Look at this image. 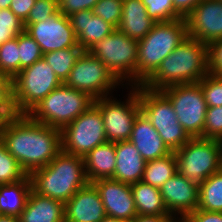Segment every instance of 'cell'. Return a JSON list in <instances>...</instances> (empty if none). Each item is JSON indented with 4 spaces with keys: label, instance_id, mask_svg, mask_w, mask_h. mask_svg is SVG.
I'll return each instance as SVG.
<instances>
[{
    "label": "cell",
    "instance_id": "8992f818",
    "mask_svg": "<svg viewBox=\"0 0 222 222\" xmlns=\"http://www.w3.org/2000/svg\"><path fill=\"white\" fill-rule=\"evenodd\" d=\"M138 96L141 112L171 151L183 147L191 139L178 122L171 101L161 90H150L138 85Z\"/></svg>",
    "mask_w": 222,
    "mask_h": 222
},
{
    "label": "cell",
    "instance_id": "5b68a950",
    "mask_svg": "<svg viewBox=\"0 0 222 222\" xmlns=\"http://www.w3.org/2000/svg\"><path fill=\"white\" fill-rule=\"evenodd\" d=\"M93 104L94 99L87 93L62 84L27 115L35 122L61 130Z\"/></svg>",
    "mask_w": 222,
    "mask_h": 222
},
{
    "label": "cell",
    "instance_id": "836d02e7",
    "mask_svg": "<svg viewBox=\"0 0 222 222\" xmlns=\"http://www.w3.org/2000/svg\"><path fill=\"white\" fill-rule=\"evenodd\" d=\"M147 14L156 22H168L182 17L175 11L173 0H141Z\"/></svg>",
    "mask_w": 222,
    "mask_h": 222
},
{
    "label": "cell",
    "instance_id": "603a6c76",
    "mask_svg": "<svg viewBox=\"0 0 222 222\" xmlns=\"http://www.w3.org/2000/svg\"><path fill=\"white\" fill-rule=\"evenodd\" d=\"M19 218L21 222H64V203L31 190Z\"/></svg>",
    "mask_w": 222,
    "mask_h": 222
},
{
    "label": "cell",
    "instance_id": "f6af8a7d",
    "mask_svg": "<svg viewBox=\"0 0 222 222\" xmlns=\"http://www.w3.org/2000/svg\"><path fill=\"white\" fill-rule=\"evenodd\" d=\"M130 222H180V220L172 215H136Z\"/></svg>",
    "mask_w": 222,
    "mask_h": 222
},
{
    "label": "cell",
    "instance_id": "c3c4849f",
    "mask_svg": "<svg viewBox=\"0 0 222 222\" xmlns=\"http://www.w3.org/2000/svg\"><path fill=\"white\" fill-rule=\"evenodd\" d=\"M100 222H124V221L119 220V219H115L110 216H105Z\"/></svg>",
    "mask_w": 222,
    "mask_h": 222
},
{
    "label": "cell",
    "instance_id": "d6a6232c",
    "mask_svg": "<svg viewBox=\"0 0 222 222\" xmlns=\"http://www.w3.org/2000/svg\"><path fill=\"white\" fill-rule=\"evenodd\" d=\"M20 71L43 58V53L36 41L24 30L18 35Z\"/></svg>",
    "mask_w": 222,
    "mask_h": 222
},
{
    "label": "cell",
    "instance_id": "e575fe53",
    "mask_svg": "<svg viewBox=\"0 0 222 222\" xmlns=\"http://www.w3.org/2000/svg\"><path fill=\"white\" fill-rule=\"evenodd\" d=\"M207 108L222 106V76L212 73L205 75L199 82Z\"/></svg>",
    "mask_w": 222,
    "mask_h": 222
},
{
    "label": "cell",
    "instance_id": "cb8c5ba5",
    "mask_svg": "<svg viewBox=\"0 0 222 222\" xmlns=\"http://www.w3.org/2000/svg\"><path fill=\"white\" fill-rule=\"evenodd\" d=\"M85 174L89 183L112 178L115 172V143L96 146L84 157Z\"/></svg>",
    "mask_w": 222,
    "mask_h": 222
},
{
    "label": "cell",
    "instance_id": "bcb514c9",
    "mask_svg": "<svg viewBox=\"0 0 222 222\" xmlns=\"http://www.w3.org/2000/svg\"><path fill=\"white\" fill-rule=\"evenodd\" d=\"M0 222H21L17 216L0 214Z\"/></svg>",
    "mask_w": 222,
    "mask_h": 222
},
{
    "label": "cell",
    "instance_id": "7c38bea8",
    "mask_svg": "<svg viewBox=\"0 0 222 222\" xmlns=\"http://www.w3.org/2000/svg\"><path fill=\"white\" fill-rule=\"evenodd\" d=\"M63 84L87 93L94 100L109 96L110 91L121 85L106 65L88 51L81 53Z\"/></svg>",
    "mask_w": 222,
    "mask_h": 222
},
{
    "label": "cell",
    "instance_id": "f35d334b",
    "mask_svg": "<svg viewBox=\"0 0 222 222\" xmlns=\"http://www.w3.org/2000/svg\"><path fill=\"white\" fill-rule=\"evenodd\" d=\"M59 12L58 0H36L24 23H37L49 19Z\"/></svg>",
    "mask_w": 222,
    "mask_h": 222
},
{
    "label": "cell",
    "instance_id": "7a4b0ae2",
    "mask_svg": "<svg viewBox=\"0 0 222 222\" xmlns=\"http://www.w3.org/2000/svg\"><path fill=\"white\" fill-rule=\"evenodd\" d=\"M208 73V45L187 36L142 86L162 90L172 85L197 83Z\"/></svg>",
    "mask_w": 222,
    "mask_h": 222
},
{
    "label": "cell",
    "instance_id": "9a60e30c",
    "mask_svg": "<svg viewBox=\"0 0 222 222\" xmlns=\"http://www.w3.org/2000/svg\"><path fill=\"white\" fill-rule=\"evenodd\" d=\"M185 19L188 36L208 46L222 39V2L201 0Z\"/></svg>",
    "mask_w": 222,
    "mask_h": 222
},
{
    "label": "cell",
    "instance_id": "4fadbf2b",
    "mask_svg": "<svg viewBox=\"0 0 222 222\" xmlns=\"http://www.w3.org/2000/svg\"><path fill=\"white\" fill-rule=\"evenodd\" d=\"M126 102L116 101L111 96L94 100L100 109L108 142L127 141L131 136L134 121L141 112L138 86L130 87Z\"/></svg>",
    "mask_w": 222,
    "mask_h": 222
},
{
    "label": "cell",
    "instance_id": "ba28073f",
    "mask_svg": "<svg viewBox=\"0 0 222 222\" xmlns=\"http://www.w3.org/2000/svg\"><path fill=\"white\" fill-rule=\"evenodd\" d=\"M12 83L14 104L19 115H27L63 84L43 58L22 69Z\"/></svg>",
    "mask_w": 222,
    "mask_h": 222
},
{
    "label": "cell",
    "instance_id": "4316f807",
    "mask_svg": "<svg viewBox=\"0 0 222 222\" xmlns=\"http://www.w3.org/2000/svg\"><path fill=\"white\" fill-rule=\"evenodd\" d=\"M177 172V158L174 151L170 154L146 162L142 182L160 188L164 182Z\"/></svg>",
    "mask_w": 222,
    "mask_h": 222
},
{
    "label": "cell",
    "instance_id": "83f0119b",
    "mask_svg": "<svg viewBox=\"0 0 222 222\" xmlns=\"http://www.w3.org/2000/svg\"><path fill=\"white\" fill-rule=\"evenodd\" d=\"M197 209L222 213V168L199 184Z\"/></svg>",
    "mask_w": 222,
    "mask_h": 222
},
{
    "label": "cell",
    "instance_id": "277c9868",
    "mask_svg": "<svg viewBox=\"0 0 222 222\" xmlns=\"http://www.w3.org/2000/svg\"><path fill=\"white\" fill-rule=\"evenodd\" d=\"M187 36L185 18L157 22L151 31L138 41L137 86L143 85L156 72L162 60Z\"/></svg>",
    "mask_w": 222,
    "mask_h": 222
},
{
    "label": "cell",
    "instance_id": "44dd1931",
    "mask_svg": "<svg viewBox=\"0 0 222 222\" xmlns=\"http://www.w3.org/2000/svg\"><path fill=\"white\" fill-rule=\"evenodd\" d=\"M116 164L112 179L132 185L142 180L146 161L129 141L115 143Z\"/></svg>",
    "mask_w": 222,
    "mask_h": 222
},
{
    "label": "cell",
    "instance_id": "8d00e7d4",
    "mask_svg": "<svg viewBox=\"0 0 222 222\" xmlns=\"http://www.w3.org/2000/svg\"><path fill=\"white\" fill-rule=\"evenodd\" d=\"M24 30V22L9 8L0 9V45L16 38Z\"/></svg>",
    "mask_w": 222,
    "mask_h": 222
},
{
    "label": "cell",
    "instance_id": "f1b7e54d",
    "mask_svg": "<svg viewBox=\"0 0 222 222\" xmlns=\"http://www.w3.org/2000/svg\"><path fill=\"white\" fill-rule=\"evenodd\" d=\"M84 50L79 46L50 51L43 54V59L49 64L59 80L64 83L76 60Z\"/></svg>",
    "mask_w": 222,
    "mask_h": 222
},
{
    "label": "cell",
    "instance_id": "d6986e66",
    "mask_svg": "<svg viewBox=\"0 0 222 222\" xmlns=\"http://www.w3.org/2000/svg\"><path fill=\"white\" fill-rule=\"evenodd\" d=\"M129 141L138 149L146 162L164 157L172 152L142 112L134 121Z\"/></svg>",
    "mask_w": 222,
    "mask_h": 222
},
{
    "label": "cell",
    "instance_id": "7402d4cb",
    "mask_svg": "<svg viewBox=\"0 0 222 222\" xmlns=\"http://www.w3.org/2000/svg\"><path fill=\"white\" fill-rule=\"evenodd\" d=\"M157 22L150 18L141 0H123L122 19L117 28L128 37L143 39Z\"/></svg>",
    "mask_w": 222,
    "mask_h": 222
},
{
    "label": "cell",
    "instance_id": "3957f363",
    "mask_svg": "<svg viewBox=\"0 0 222 222\" xmlns=\"http://www.w3.org/2000/svg\"><path fill=\"white\" fill-rule=\"evenodd\" d=\"M29 177L35 193L64 204L89 183L84 158L62 150L48 165L33 170Z\"/></svg>",
    "mask_w": 222,
    "mask_h": 222
},
{
    "label": "cell",
    "instance_id": "e0dca14e",
    "mask_svg": "<svg viewBox=\"0 0 222 222\" xmlns=\"http://www.w3.org/2000/svg\"><path fill=\"white\" fill-rule=\"evenodd\" d=\"M92 184L100 194L106 216L130 222L137 215L131 185L112 178L99 179Z\"/></svg>",
    "mask_w": 222,
    "mask_h": 222
},
{
    "label": "cell",
    "instance_id": "60d3db41",
    "mask_svg": "<svg viewBox=\"0 0 222 222\" xmlns=\"http://www.w3.org/2000/svg\"><path fill=\"white\" fill-rule=\"evenodd\" d=\"M209 72L222 76V39L208 46Z\"/></svg>",
    "mask_w": 222,
    "mask_h": 222
},
{
    "label": "cell",
    "instance_id": "7bdbcfd3",
    "mask_svg": "<svg viewBox=\"0 0 222 222\" xmlns=\"http://www.w3.org/2000/svg\"><path fill=\"white\" fill-rule=\"evenodd\" d=\"M36 0H12L10 10L23 22L28 18V14Z\"/></svg>",
    "mask_w": 222,
    "mask_h": 222
},
{
    "label": "cell",
    "instance_id": "7dc6e473",
    "mask_svg": "<svg viewBox=\"0 0 222 222\" xmlns=\"http://www.w3.org/2000/svg\"><path fill=\"white\" fill-rule=\"evenodd\" d=\"M12 0H0V9L10 8Z\"/></svg>",
    "mask_w": 222,
    "mask_h": 222
},
{
    "label": "cell",
    "instance_id": "d590c367",
    "mask_svg": "<svg viewBox=\"0 0 222 222\" xmlns=\"http://www.w3.org/2000/svg\"><path fill=\"white\" fill-rule=\"evenodd\" d=\"M123 0H99L92 8L93 15L99 16L115 29L122 19Z\"/></svg>",
    "mask_w": 222,
    "mask_h": 222
},
{
    "label": "cell",
    "instance_id": "ab89813d",
    "mask_svg": "<svg viewBox=\"0 0 222 222\" xmlns=\"http://www.w3.org/2000/svg\"><path fill=\"white\" fill-rule=\"evenodd\" d=\"M99 0H58L59 11L69 17L82 10H92Z\"/></svg>",
    "mask_w": 222,
    "mask_h": 222
},
{
    "label": "cell",
    "instance_id": "5bb4252c",
    "mask_svg": "<svg viewBox=\"0 0 222 222\" xmlns=\"http://www.w3.org/2000/svg\"><path fill=\"white\" fill-rule=\"evenodd\" d=\"M24 27L40 46L43 54L78 45L69 17L60 11L45 21L24 23Z\"/></svg>",
    "mask_w": 222,
    "mask_h": 222
},
{
    "label": "cell",
    "instance_id": "8fae6325",
    "mask_svg": "<svg viewBox=\"0 0 222 222\" xmlns=\"http://www.w3.org/2000/svg\"><path fill=\"white\" fill-rule=\"evenodd\" d=\"M171 101L178 122L191 138L202 137L207 104L200 84L186 83L161 90Z\"/></svg>",
    "mask_w": 222,
    "mask_h": 222
},
{
    "label": "cell",
    "instance_id": "484cf974",
    "mask_svg": "<svg viewBox=\"0 0 222 222\" xmlns=\"http://www.w3.org/2000/svg\"><path fill=\"white\" fill-rule=\"evenodd\" d=\"M137 215H171L163 201L160 189L142 181L131 185Z\"/></svg>",
    "mask_w": 222,
    "mask_h": 222
},
{
    "label": "cell",
    "instance_id": "ffe728a7",
    "mask_svg": "<svg viewBox=\"0 0 222 222\" xmlns=\"http://www.w3.org/2000/svg\"><path fill=\"white\" fill-rule=\"evenodd\" d=\"M78 45L88 51L93 45L110 35L116 29L92 10H82L69 16Z\"/></svg>",
    "mask_w": 222,
    "mask_h": 222
},
{
    "label": "cell",
    "instance_id": "f546056e",
    "mask_svg": "<svg viewBox=\"0 0 222 222\" xmlns=\"http://www.w3.org/2000/svg\"><path fill=\"white\" fill-rule=\"evenodd\" d=\"M27 173L20 167L17 160L7 151L0 137V184H11L23 180Z\"/></svg>",
    "mask_w": 222,
    "mask_h": 222
},
{
    "label": "cell",
    "instance_id": "ac0fdd59",
    "mask_svg": "<svg viewBox=\"0 0 222 222\" xmlns=\"http://www.w3.org/2000/svg\"><path fill=\"white\" fill-rule=\"evenodd\" d=\"M65 222H100L105 209L100 194L92 183L79 189L64 204Z\"/></svg>",
    "mask_w": 222,
    "mask_h": 222
},
{
    "label": "cell",
    "instance_id": "1f68e13d",
    "mask_svg": "<svg viewBox=\"0 0 222 222\" xmlns=\"http://www.w3.org/2000/svg\"><path fill=\"white\" fill-rule=\"evenodd\" d=\"M18 115L13 99L12 79L0 74V127Z\"/></svg>",
    "mask_w": 222,
    "mask_h": 222
},
{
    "label": "cell",
    "instance_id": "b9f144b4",
    "mask_svg": "<svg viewBox=\"0 0 222 222\" xmlns=\"http://www.w3.org/2000/svg\"><path fill=\"white\" fill-rule=\"evenodd\" d=\"M181 222H222V213L196 209Z\"/></svg>",
    "mask_w": 222,
    "mask_h": 222
},
{
    "label": "cell",
    "instance_id": "4dcf8cb0",
    "mask_svg": "<svg viewBox=\"0 0 222 222\" xmlns=\"http://www.w3.org/2000/svg\"><path fill=\"white\" fill-rule=\"evenodd\" d=\"M20 72L18 36L0 45V74L13 79Z\"/></svg>",
    "mask_w": 222,
    "mask_h": 222
},
{
    "label": "cell",
    "instance_id": "2e32d148",
    "mask_svg": "<svg viewBox=\"0 0 222 222\" xmlns=\"http://www.w3.org/2000/svg\"><path fill=\"white\" fill-rule=\"evenodd\" d=\"M159 189L168 212L174 217L177 215L180 222L198 207L199 185L178 172Z\"/></svg>",
    "mask_w": 222,
    "mask_h": 222
},
{
    "label": "cell",
    "instance_id": "9c48e42d",
    "mask_svg": "<svg viewBox=\"0 0 222 222\" xmlns=\"http://www.w3.org/2000/svg\"><path fill=\"white\" fill-rule=\"evenodd\" d=\"M177 172L198 185L222 168V141L191 138L174 151Z\"/></svg>",
    "mask_w": 222,
    "mask_h": 222
},
{
    "label": "cell",
    "instance_id": "30bf717a",
    "mask_svg": "<svg viewBox=\"0 0 222 222\" xmlns=\"http://www.w3.org/2000/svg\"><path fill=\"white\" fill-rule=\"evenodd\" d=\"M60 131L61 150L80 157L108 142L101 111L95 104Z\"/></svg>",
    "mask_w": 222,
    "mask_h": 222
},
{
    "label": "cell",
    "instance_id": "74e56055",
    "mask_svg": "<svg viewBox=\"0 0 222 222\" xmlns=\"http://www.w3.org/2000/svg\"><path fill=\"white\" fill-rule=\"evenodd\" d=\"M201 138L222 141V106L207 108L205 125Z\"/></svg>",
    "mask_w": 222,
    "mask_h": 222
},
{
    "label": "cell",
    "instance_id": "52a82bcc",
    "mask_svg": "<svg viewBox=\"0 0 222 222\" xmlns=\"http://www.w3.org/2000/svg\"><path fill=\"white\" fill-rule=\"evenodd\" d=\"M88 52L105 64L122 85H126L123 84L126 80L129 81L128 86H137V40L116 29L93 45Z\"/></svg>",
    "mask_w": 222,
    "mask_h": 222
},
{
    "label": "cell",
    "instance_id": "6da1fadb",
    "mask_svg": "<svg viewBox=\"0 0 222 222\" xmlns=\"http://www.w3.org/2000/svg\"><path fill=\"white\" fill-rule=\"evenodd\" d=\"M0 137L7 151L29 175L48 165L61 151V131L18 115L0 127Z\"/></svg>",
    "mask_w": 222,
    "mask_h": 222
},
{
    "label": "cell",
    "instance_id": "d4e9b609",
    "mask_svg": "<svg viewBox=\"0 0 222 222\" xmlns=\"http://www.w3.org/2000/svg\"><path fill=\"white\" fill-rule=\"evenodd\" d=\"M31 190L29 175L16 183L0 184V214L19 217Z\"/></svg>",
    "mask_w": 222,
    "mask_h": 222
},
{
    "label": "cell",
    "instance_id": "ee69618b",
    "mask_svg": "<svg viewBox=\"0 0 222 222\" xmlns=\"http://www.w3.org/2000/svg\"><path fill=\"white\" fill-rule=\"evenodd\" d=\"M201 0H173L175 11L186 18Z\"/></svg>",
    "mask_w": 222,
    "mask_h": 222
}]
</instances>
